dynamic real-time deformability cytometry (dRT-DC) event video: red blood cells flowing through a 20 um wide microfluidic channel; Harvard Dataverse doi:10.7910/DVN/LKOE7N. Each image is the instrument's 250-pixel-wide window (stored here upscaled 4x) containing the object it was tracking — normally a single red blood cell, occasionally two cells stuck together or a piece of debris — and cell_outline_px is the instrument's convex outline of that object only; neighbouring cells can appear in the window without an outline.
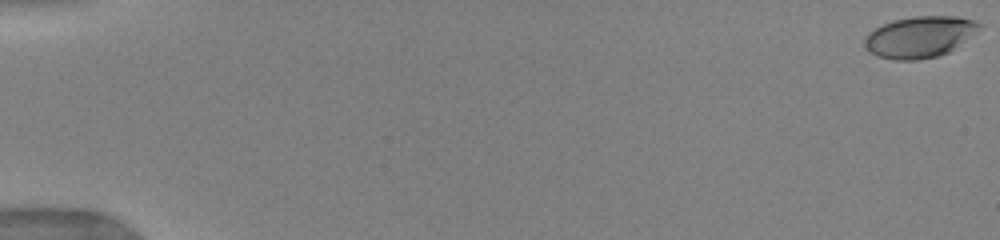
{"species": "human", "species_latin": "Homo sapiens", "temperature_condition": "warm", "stored_images_in_passage": 20, "camera_frame_rate_fps": 3000, "um_per_image_px": 0.085, "donor": {"sex": "female"}, "frame": {"image": 1, "passage_image": 1, "time_ms": 0.0, "image_size_px": [1000, 240], "cell_outline_px": [[984, 24], [948, 52], [936, 56], [916, 60], [892, 60], [876, 56], [868, 52], [864, 44], [864, 36], [868, 32], [892, 20], [912, 16], [956, 16], [972, 20]], "centroid_in_image_um": [78.09, 3.13], "position_along_channel_um": 6.9, "area_um2": 27.4}}
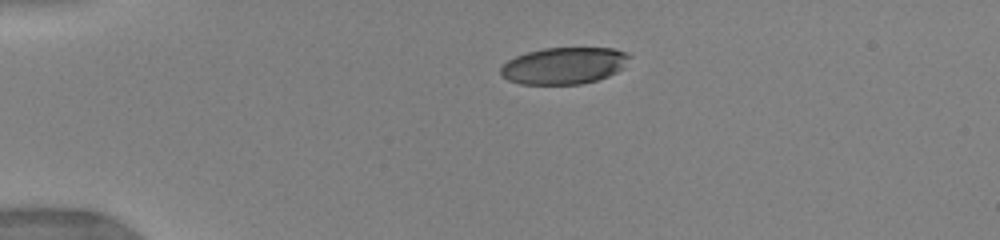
{"frame": {"image": 2, "passage_image": 13, "time_ms": 4.0, "image_size_px": [1000, 240], "cell_outline_px": [[632, 56], [624, 68], [608, 76], [596, 80], [580, 84], [520, 84], [508, 80], [500, 76], [500, 68], [508, 60], [516, 56], [528, 52], [544, 48], [612, 48], [628, 52]], "centroid_in_image_um": [47.96, 5.58], "position_along_channel_um": 37.0, "area_um2": 27.74}}